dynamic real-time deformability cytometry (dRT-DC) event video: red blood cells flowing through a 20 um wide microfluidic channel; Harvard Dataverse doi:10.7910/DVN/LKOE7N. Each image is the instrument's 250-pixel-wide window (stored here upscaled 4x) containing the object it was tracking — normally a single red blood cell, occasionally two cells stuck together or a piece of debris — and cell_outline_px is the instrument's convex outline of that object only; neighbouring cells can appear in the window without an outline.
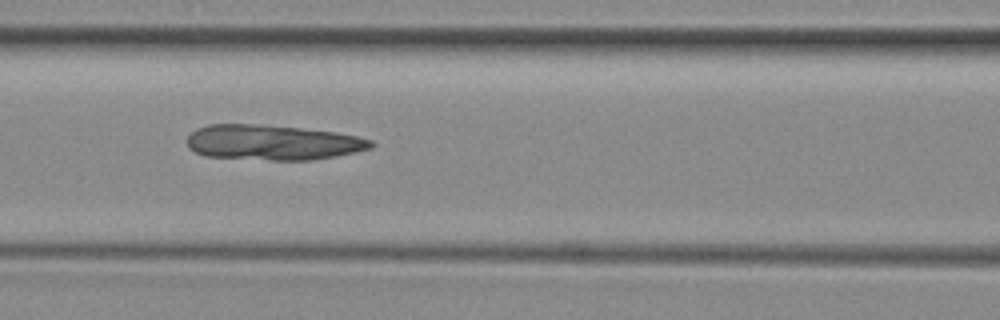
{"species": "common noctule bat (a hibernating species)", "species_latin": "Nyctalus noctula", "temperature_condition": "room temperature", "stored_images_in_passage": 7, "camera_frame_rate_fps": 3000, "um_per_image_px": 0.085, "animal": {"sex": "female", "body_mass_g": 29.2, "forearm_length_mm": 56.3}, "frame": {"image": 1, "passage_image": 6, "time_ms": 6.333, "image_size_px": [1000, 320], "cell_outline_px": [[376, 144], [372, 148], [336, 156], [312, 160], [272, 160], [204, 156], [188, 148], [188, 136], [196, 128], [208, 124], [256, 124], [336, 132], [356, 136], [372, 140]], "centroid_in_image_um": [23.17, 12.11], "position_along_channel_um": 143.4, "area_um2": 37.63}}
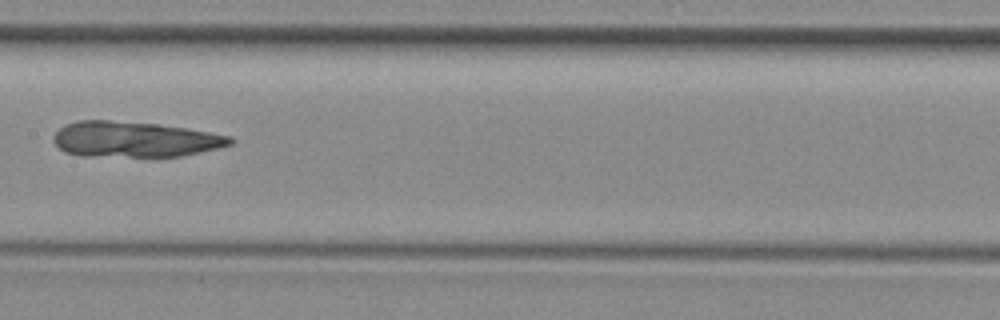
{"frame": {"image": 2, "passage_image": 7, "time_ms": 7.667, "image_size_px": [1000, 320], "cell_outline_px": [[236, 140], [232, 144], [200, 152], [180, 156], [84, 156], [64, 152], [52, 140], [52, 136], [64, 124], [76, 120], [112, 120], [160, 124], [188, 128], [232, 136]], "centroid_in_image_um": [11.43, 11.83], "position_along_channel_um": 196.0, "area_um2": 36.88}}